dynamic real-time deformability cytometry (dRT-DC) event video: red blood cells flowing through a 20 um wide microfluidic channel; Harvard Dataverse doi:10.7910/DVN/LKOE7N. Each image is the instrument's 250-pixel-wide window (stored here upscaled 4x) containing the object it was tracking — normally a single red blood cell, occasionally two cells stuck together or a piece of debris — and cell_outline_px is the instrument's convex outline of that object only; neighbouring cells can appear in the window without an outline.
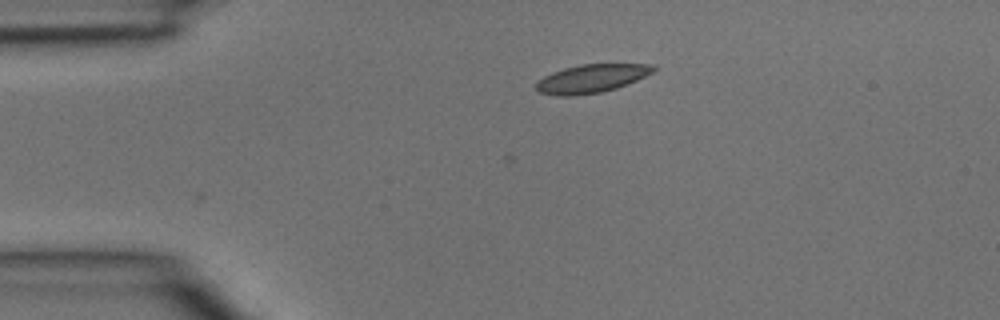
{"species": "common noctule bat (a hibernating species)", "species_latin": "Nyctalus noctula", "temperature_condition": "room temperature", "stored_images_in_passage": 6, "camera_frame_rate_fps": 3000, "um_per_image_px": 0.085, "animal": {"sex": "male", "body_mass_g": 15.6}, "frame": {"image": 1, "passage_image": 6, "time_ms": 1.667, "image_size_px": [1000, 320], "cell_outline_px": [[656, 68], [652, 72], [636, 80], [616, 88], [600, 92], [572, 96], [556, 96], [536, 92], [536, 84], [544, 76], [552, 72], [564, 68], [580, 64], [652, 64]], "centroid_in_image_um": [50.23, 6.68], "position_along_channel_um": 34.8, "area_um2": 19.25}}